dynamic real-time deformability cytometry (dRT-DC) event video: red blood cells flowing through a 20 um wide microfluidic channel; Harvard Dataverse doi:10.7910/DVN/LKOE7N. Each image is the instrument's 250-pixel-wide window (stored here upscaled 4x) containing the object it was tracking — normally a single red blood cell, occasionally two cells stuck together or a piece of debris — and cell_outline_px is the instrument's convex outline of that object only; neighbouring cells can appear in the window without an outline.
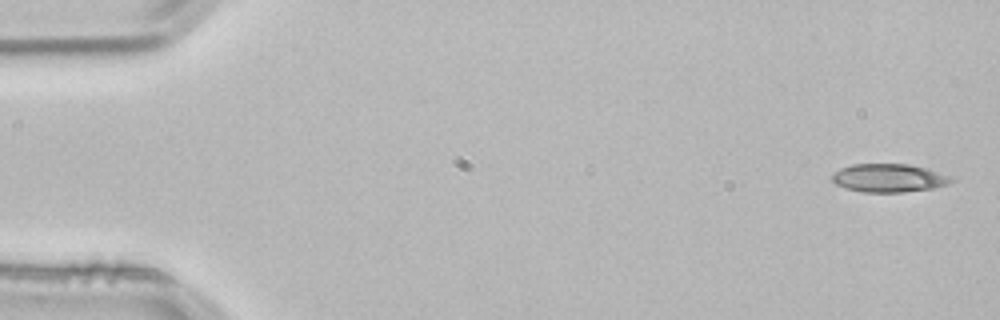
{"species": "common noctule bat (a hibernating species)", "species_latin": "Nyctalus noctula", "temperature_condition": "room temperature", "stored_images_in_passage": 3, "camera_frame_rate_fps": 3000, "um_per_image_px": 0.085, "animal": {"sex": "male", "body_mass_g": 21.5, "forearm_length_mm": 52.0}, "frame": {"image": 1, "passage_image": 1, "time_ms": 0.0, "image_size_px": [1000, 320], "cell_outline_px": [[956, 180], [948, 184], [932, 188], [904, 192], [864, 192], [848, 188], [836, 184], [832, 180], [832, 172], [840, 168], [852, 164], [908, 164], [928, 168], [948, 176]], "centroid_in_image_um": [75.55, 15.12], "position_along_channel_um": 9.5, "area_um2": 19.59}}